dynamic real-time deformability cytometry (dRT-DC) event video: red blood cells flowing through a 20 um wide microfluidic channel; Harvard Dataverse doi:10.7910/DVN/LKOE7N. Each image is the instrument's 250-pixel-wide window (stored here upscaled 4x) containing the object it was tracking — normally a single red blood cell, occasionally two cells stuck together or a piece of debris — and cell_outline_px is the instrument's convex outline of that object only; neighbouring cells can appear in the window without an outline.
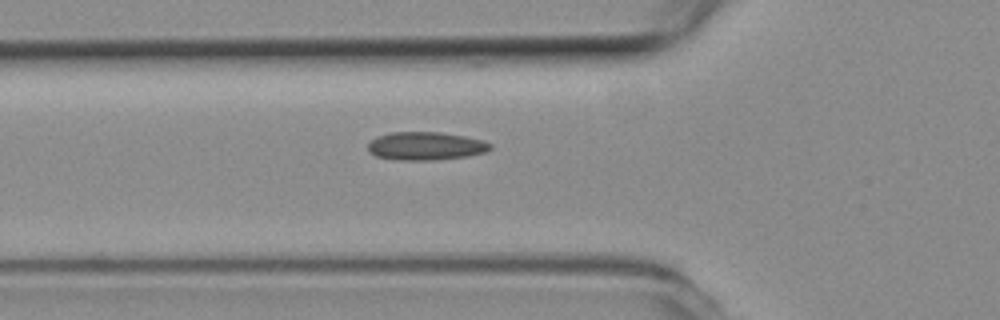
{"species": "common noctule bat (a hibernating species)", "species_latin": "Nyctalus noctula", "temperature_condition": "room temperature", "stored_images_in_passage": 31, "camera_frame_rate_fps": 3000, "um_per_image_px": 0.085, "animal": {"sex": "female", "body_mass_g": 19.3, "forearm_length_mm": 54.1}, "frame": {"image": 1, "passage_image": 2, "time_ms": 0.333, "image_size_px": [1000, 320], "cell_outline_px": [[492, 148], [484, 152], [468, 156], [436, 160], [392, 160], [376, 156], [368, 152], [368, 144], [376, 136], [392, 132], [440, 132], [464, 136], [480, 140], [492, 144]], "centroid_in_image_um": [36.14, 12.42], "position_along_channel_um": 89.7, "area_um2": 20.17}}
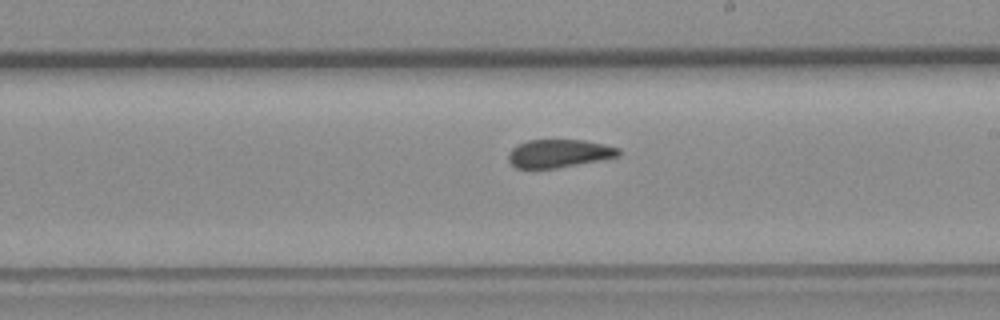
{"frame": {"image": 2, "passage_image": 14, "time_ms": 4.333, "image_size_px": [1000, 320], "cell_outline_px": [[620, 156], [556, 168], [516, 168], [508, 160], [508, 152], [512, 148], [528, 140], [584, 140], [620, 148]], "centroid_in_image_um": [47.5, 13.04], "position_along_channel_um": 241.5, "area_um2": 17.86}}
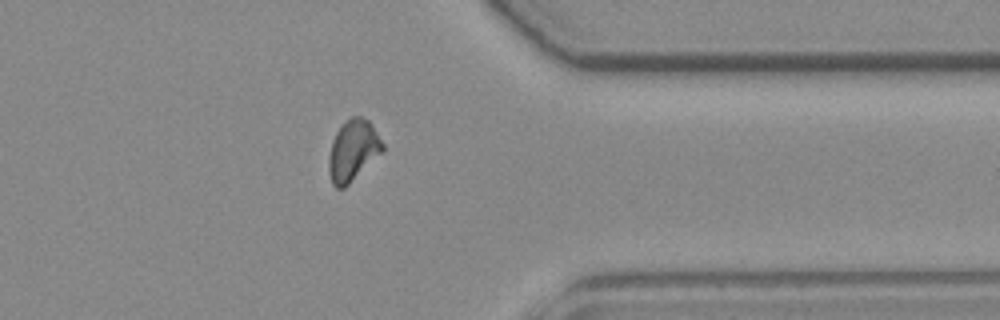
{"frame": {"image": 3, "passage_image": 26, "time_ms": 8.333, "image_size_px": [1000, 320], "cell_outline_px": [[384, 152], [344, 188], [336, 188], [332, 184], [328, 172], [328, 156], [332, 140], [336, 132], [352, 116], [360, 116], [368, 120], [384, 144]], "centroid_in_image_um": [30.0, 12.83], "position_along_channel_um": 381.4, "area_um2": 19.19}}